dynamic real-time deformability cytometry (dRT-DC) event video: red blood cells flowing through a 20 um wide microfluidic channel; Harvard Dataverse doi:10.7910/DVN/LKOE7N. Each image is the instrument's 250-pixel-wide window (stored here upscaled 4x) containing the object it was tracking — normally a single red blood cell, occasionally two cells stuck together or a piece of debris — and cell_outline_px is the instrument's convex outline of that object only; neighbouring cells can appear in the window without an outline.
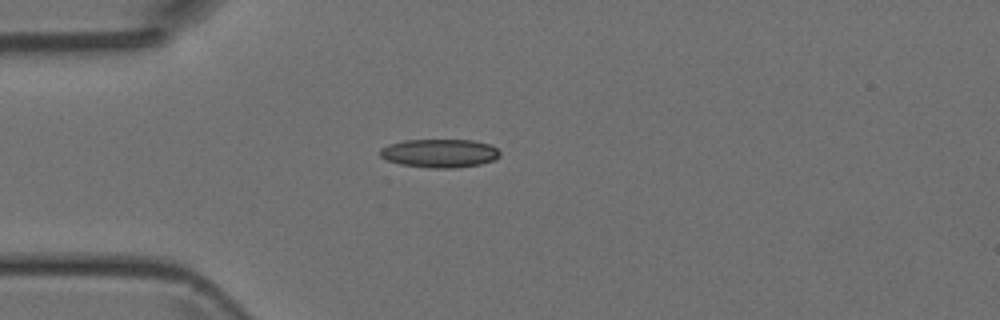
{"species": "Egyptian fruit bat (a non-hibernating species)", "species_latin": "Rousettus aegyptiacus", "temperature_condition": "room temperature", "stored_images_in_passage": 1, "camera_frame_rate_fps": 3000, "um_per_image_px": 0.085, "animal": {"sex": "female"}, "frame": {"image": 1, "passage_image": 1, "time_ms": 0.0, "image_size_px": [1000, 320], "cell_outline_px": [[500, 156], [492, 160], [480, 164], [456, 168], [432, 168], [400, 164], [388, 160], [380, 156], [380, 148], [388, 144], [404, 140], [472, 140], [488, 144], [496, 148], [500, 152]], "centroid_in_image_um": [37.35, 13.02], "position_along_channel_um": 47.7, "area_um2": 19.83}}